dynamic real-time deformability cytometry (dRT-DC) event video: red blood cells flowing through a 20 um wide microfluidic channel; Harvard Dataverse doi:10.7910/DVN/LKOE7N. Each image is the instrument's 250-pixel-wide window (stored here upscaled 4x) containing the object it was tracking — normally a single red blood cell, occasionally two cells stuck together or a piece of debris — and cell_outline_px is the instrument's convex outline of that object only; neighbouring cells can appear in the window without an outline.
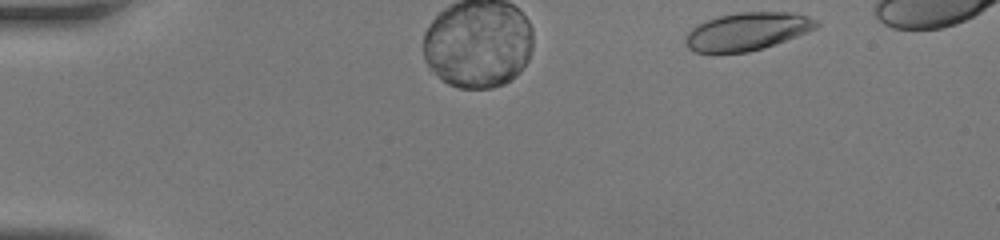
{"species": "human", "species_latin": "Homo sapiens", "temperature_condition": "room temperature", "stored_images_in_passage": 31, "segment_of_instrument_passage": [1, 2], "camera_frame_rate_fps": 3000, "um_per_image_px": 0.085, "donor": {"sex": "female"}, "frame": {"image": 1, "passage_image": 1, "time_ms": 0.0, "image_size_px": [1000, 240], "cell_outline_px": [[820, 24], [816, 28], [808, 32], [764, 48], [748, 52], [692, 52], [684, 44], [684, 36], [696, 24], [720, 16], [736, 12], [792, 12], [808, 16], [816, 20]], "centroid_in_image_um": [63.49, 2.67], "position_along_channel_um": 21.5, "area_um2": 28.96}}